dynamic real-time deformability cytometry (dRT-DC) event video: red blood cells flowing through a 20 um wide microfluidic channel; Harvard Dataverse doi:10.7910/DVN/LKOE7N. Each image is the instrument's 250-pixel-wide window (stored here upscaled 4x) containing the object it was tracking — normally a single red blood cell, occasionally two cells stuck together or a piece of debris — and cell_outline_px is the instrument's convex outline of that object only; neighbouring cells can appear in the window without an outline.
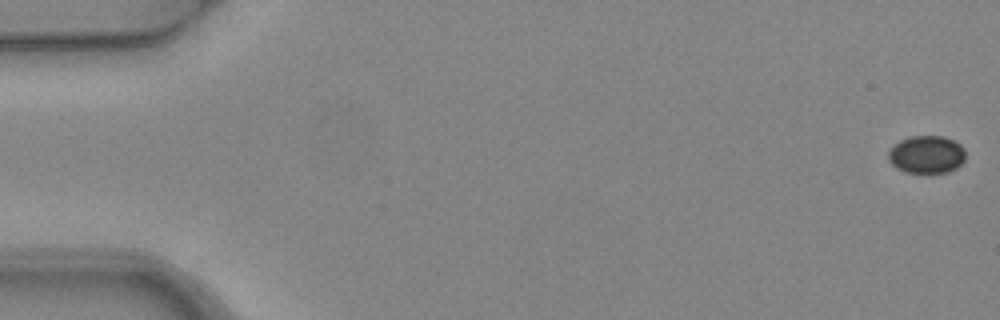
{"species": "common noctule bat (a hibernating species)", "species_latin": "Nyctalus noctula", "temperature_condition": "warm", "stored_images_in_passage": 7, "camera_frame_rate_fps": 3000, "um_per_image_px": 0.085, "animal": {"sex": "female", "body_mass_g": 24.6, "forearm_length_mm": 56.2}, "frame": {"image": 1, "passage_image": 1, "time_ms": 0.0, "image_size_px": [1000, 320], "cell_outline_px": [[964, 160], [956, 168], [948, 172], [924, 176], [904, 172], [896, 168], [888, 160], [888, 152], [900, 140], [912, 136], [944, 136], [960, 144], [964, 148]], "centroid_in_image_um": [78.75, 13.19], "position_along_channel_um": 6.2, "area_um2": 17.46}}
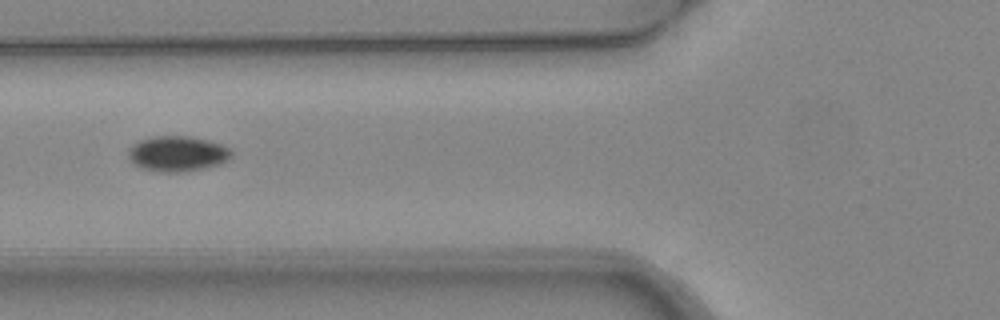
{"frame": {"image": 2, "passage_image": 6, "time_ms": 1.667, "image_size_px": [1000, 320], "cell_outline_px": [[232, 156], [228, 160], [220, 164], [204, 168], [180, 172], [156, 172], [140, 168], [132, 164], [128, 156], [128, 148], [140, 140], [156, 136], [188, 136], [208, 140], [220, 144], [228, 148], [232, 152]], "centroid_in_image_um": [15.05, 13.08], "position_along_channel_um": 110.7, "area_um2": 21.39}}
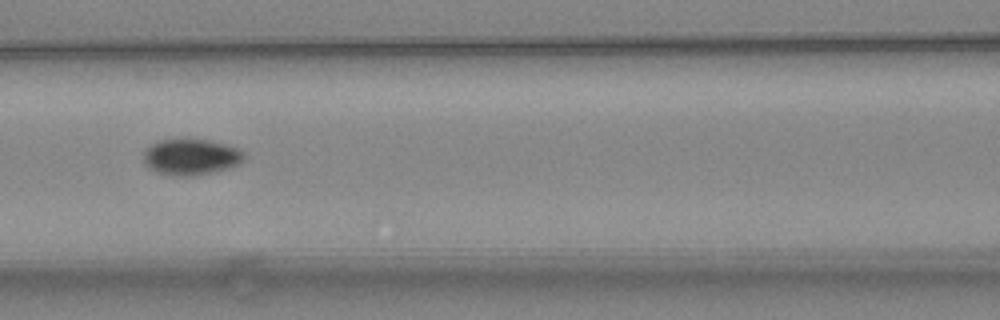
{"frame": {"image": 3, "passage_image": 7, "time_ms": 2.0, "image_size_px": [1000, 320], "cell_outline_px": [[244, 160], [240, 164], [228, 168], [212, 172], [192, 176], [176, 176], [160, 172], [148, 168], [144, 164], [144, 152], [152, 144], [160, 140], [184, 136], [188, 136], [212, 140], [228, 144], [244, 152]], "centroid_in_image_um": [16.25, 13.29], "position_along_channel_um": 150.4, "area_um2": 21.79}}